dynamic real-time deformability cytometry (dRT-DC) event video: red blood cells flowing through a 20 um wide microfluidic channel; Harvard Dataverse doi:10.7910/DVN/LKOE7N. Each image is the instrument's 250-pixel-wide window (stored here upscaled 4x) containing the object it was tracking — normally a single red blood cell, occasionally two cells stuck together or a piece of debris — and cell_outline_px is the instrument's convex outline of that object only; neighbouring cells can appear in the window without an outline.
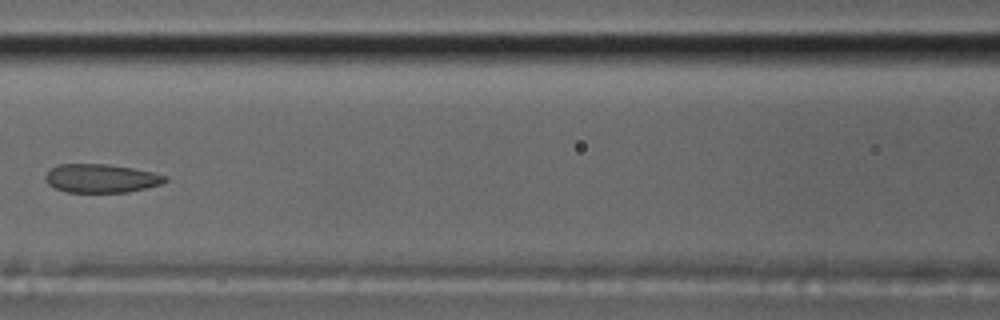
{"species": "common noctule bat (a hibernating species)", "species_latin": "Nyctalus noctula", "temperature_condition": "cold", "stored_images_in_passage": 9, "camera_frame_rate_fps": 3000, "um_per_image_px": 0.085, "animal": {"sex": "male", "body_mass_g": 17.5, "forearm_length_mm": 52.3}, "frame": {"image": 1, "passage_image": 8, "time_ms": 2.333, "image_size_px": [1000, 320], "cell_outline_px": [[168, 180], [160, 184], [128, 192], [68, 192], [56, 188], [48, 184], [44, 180], [44, 176], [48, 168], [56, 164], [104, 164], [132, 168], [152, 172], [168, 176]], "centroid_in_image_um": [8.54, 15.15], "position_along_channel_um": 158.1, "area_um2": 20.0}}